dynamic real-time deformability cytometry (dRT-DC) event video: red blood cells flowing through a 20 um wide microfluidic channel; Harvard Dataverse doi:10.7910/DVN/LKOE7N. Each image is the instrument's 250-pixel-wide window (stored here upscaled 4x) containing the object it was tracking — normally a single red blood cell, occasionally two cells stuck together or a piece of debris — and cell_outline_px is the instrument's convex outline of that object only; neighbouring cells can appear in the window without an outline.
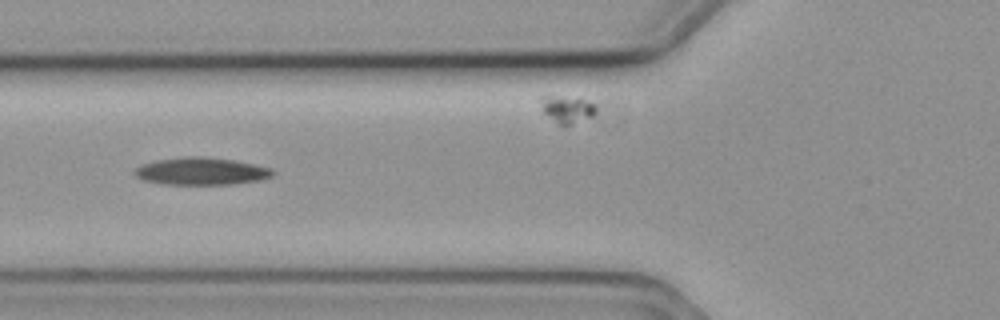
{"species": "common noctule bat (a hibernating species)", "species_latin": "Nyctalus noctula", "temperature_condition": "cold", "stored_images_in_passage": 7, "camera_frame_rate_fps": 3000, "um_per_image_px": 0.085, "animal": {"sex": "female", "body_mass_g": 19.3, "forearm_length_mm": 54.1}, "frame": {"image": 1, "passage_image": 7, "time_ms": 2.0, "image_size_px": [1000, 320], "cell_outline_px": [[276, 172], [272, 176], [260, 180], [232, 184], [164, 184], [144, 180], [136, 176], [132, 172], [140, 164], [156, 160], [184, 156], [200, 156], [232, 160], [272, 168]], "centroid_in_image_um": [17.08, 14.55], "position_along_channel_um": 108.7, "area_um2": 22.02}}